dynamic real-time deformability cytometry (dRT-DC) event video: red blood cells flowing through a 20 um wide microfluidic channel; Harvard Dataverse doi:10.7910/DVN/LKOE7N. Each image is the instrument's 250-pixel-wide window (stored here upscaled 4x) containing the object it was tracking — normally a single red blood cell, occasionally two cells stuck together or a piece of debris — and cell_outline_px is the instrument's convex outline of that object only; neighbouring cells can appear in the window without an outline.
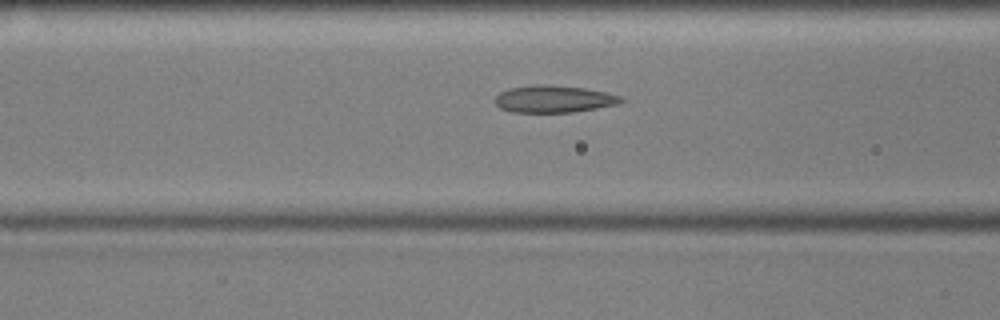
{"species": "common noctule bat (a hibernating species)", "species_latin": "Nyctalus noctula", "temperature_condition": "cold", "stored_images_in_passage": 55, "camera_frame_rate_fps": 3000, "um_per_image_px": 0.085, "animal": {"sex": "male", "body_mass_g": 17.9, "forearm_length_mm": 54.2}, "frame": {"image": 1, "passage_image": 21, "time_ms": 6.667, "image_size_px": [1000, 320], "cell_outline_px": [[624, 100], [620, 104], [572, 112], [512, 112], [500, 108], [496, 104], [496, 96], [500, 92], [508, 88], [532, 84], [548, 84], [584, 88], [604, 92], [620, 96]], "centroid_in_image_um": [47.05, 8.4], "position_along_channel_um": 119.5, "area_um2": 19.94}}
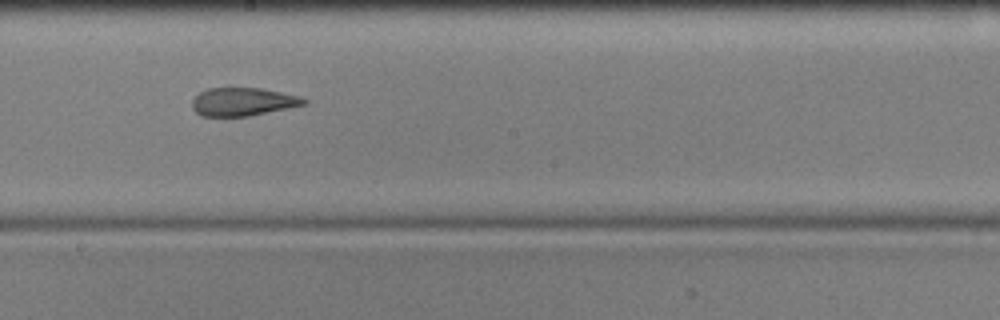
{"frame": {"image": 2, "passage_image": 30, "time_ms": 9.667, "image_size_px": [1000, 320], "cell_outline_px": [[308, 104], [248, 116], [204, 116], [196, 112], [192, 108], [192, 100], [200, 92], [208, 88], [260, 88], [300, 96], [308, 100]], "centroid_in_image_um": [20.66, 8.65], "position_along_channel_um": 227.5, "area_um2": 18.26}}
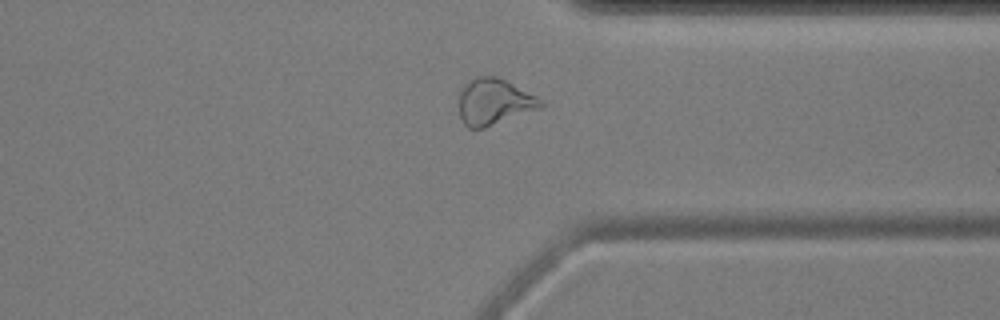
{"frame": {"image": 3, "passage_image": 42, "time_ms": 13.667, "image_size_px": [1000, 320], "cell_outline_px": [[544, 104], [540, 108], [484, 128], [468, 128], [464, 124], [460, 116], [460, 88], [464, 84], [476, 76], [496, 76], [544, 100]], "centroid_in_image_um": [41.98, 8.65], "position_along_channel_um": 369.4, "area_um2": 21.79}, "authors_computed_cell_mechanics": {"area_um2": 21.2126, "velocity_mm_per_s": 3.5932, "shape_relaxation_time_tau1_ms": null, "shape_relaxation_time_tau2_ms": 2.5682, "deformation_change_tau1": null, "deformation_change_tau2": 0.0958}}